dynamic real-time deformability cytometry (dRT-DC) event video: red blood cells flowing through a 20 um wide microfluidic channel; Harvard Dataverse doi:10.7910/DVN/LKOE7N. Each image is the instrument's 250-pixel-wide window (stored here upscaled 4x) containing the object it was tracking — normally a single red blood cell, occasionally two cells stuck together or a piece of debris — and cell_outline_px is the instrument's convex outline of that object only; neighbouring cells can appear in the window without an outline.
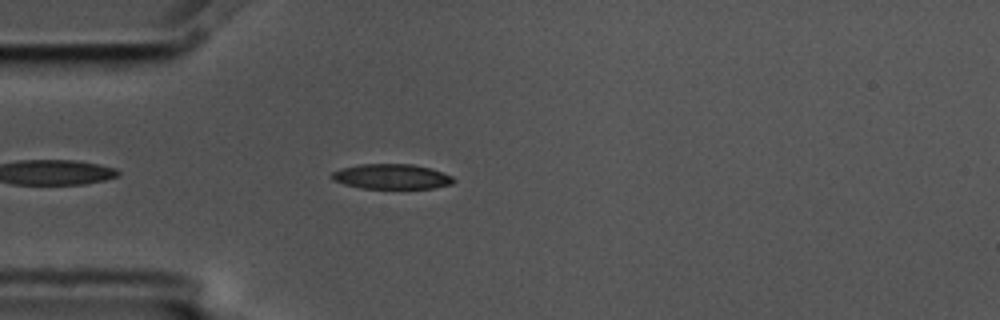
{"species": "common noctule bat (a hibernating species)", "species_latin": "Nyctalus noctula", "temperature_condition": "cold", "stored_images_in_passage": 4, "camera_frame_rate_fps": 3000, "um_per_image_px": 0.085, "animal": {"sex": "male", "body_mass_g": 17.5, "forearm_length_mm": 52.3}, "frame": {"image": 1, "passage_image": 4, "time_ms": 1.0, "image_size_px": [1000, 320], "cell_outline_px": [[456, 180], [452, 184], [432, 188], [360, 188], [344, 184], [332, 180], [328, 176], [332, 172], [340, 168], [360, 164], [412, 164], [428, 168], [452, 176]], "centroid_in_image_um": [33.22, 15.01], "position_along_channel_um": 51.8, "area_um2": 17.74}}